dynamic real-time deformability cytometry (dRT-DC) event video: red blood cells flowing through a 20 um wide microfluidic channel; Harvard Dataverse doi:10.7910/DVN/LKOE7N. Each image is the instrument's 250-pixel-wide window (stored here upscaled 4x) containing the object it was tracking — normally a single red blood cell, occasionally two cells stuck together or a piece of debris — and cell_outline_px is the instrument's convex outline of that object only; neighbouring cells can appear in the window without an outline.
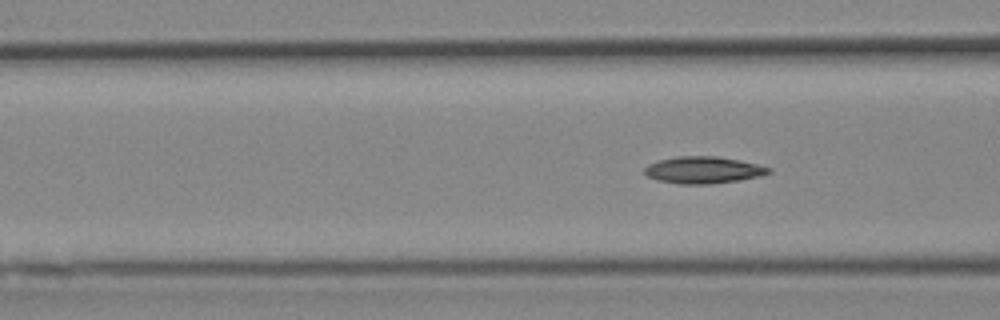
{"species": "Egyptian fruit bat (a non-hibernating species)", "species_latin": "Rousettus aegyptiacus", "temperature_condition": "cold", "stored_images_in_passage": 16, "segment_of_instrument_passage": [2, 2], "camera_frame_rate_fps": 3000, "um_per_image_px": 0.085, "animal": {"sex": "female"}, "frame": {"image": 1, "passage_image": 16, "time_ms": 5.0, "image_size_px": [1000, 320], "cell_outline_px": [[772, 172], [764, 176], [740, 180], [712, 184], [680, 184], [656, 180], [648, 176], [644, 172], [644, 168], [648, 164], [660, 160], [676, 156], [716, 156], [740, 160], [772, 168]], "centroid_in_image_um": [59.82, 14.45], "position_along_channel_um": 106.8, "area_um2": 19.65}}